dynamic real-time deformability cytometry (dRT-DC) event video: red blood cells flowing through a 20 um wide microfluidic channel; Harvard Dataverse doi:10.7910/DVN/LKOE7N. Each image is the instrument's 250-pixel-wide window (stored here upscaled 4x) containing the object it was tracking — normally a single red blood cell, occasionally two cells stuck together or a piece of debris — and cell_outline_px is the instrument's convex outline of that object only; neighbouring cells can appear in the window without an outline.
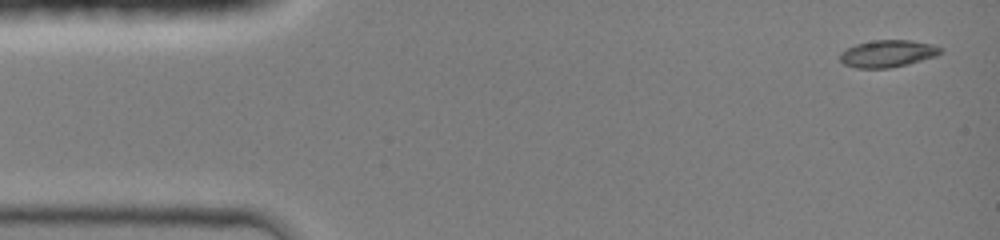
{"species": "common noctule bat (a hibernating species)", "species_latin": "Nyctalus noctula", "temperature_condition": "room temperature", "stored_images_in_passage": 40, "camera_frame_rate_fps": 3000, "um_per_image_px": 0.085, "animal": {"sex": "female", "body_mass_g": 19.0, "forearm_length_mm": 51.5}, "frame": {"image": 1, "passage_image": 1, "time_ms": 0.0, "image_size_px": [1000, 240], "cell_outline_px": [[944, 48], [936, 56], [908, 64], [888, 68], [856, 68], [844, 64], [840, 60], [840, 52], [856, 44], [872, 40], [908, 40], [932, 44]], "centroid_in_image_um": [75.45, 4.55], "position_along_channel_um": 9.6, "area_um2": 15.84}}
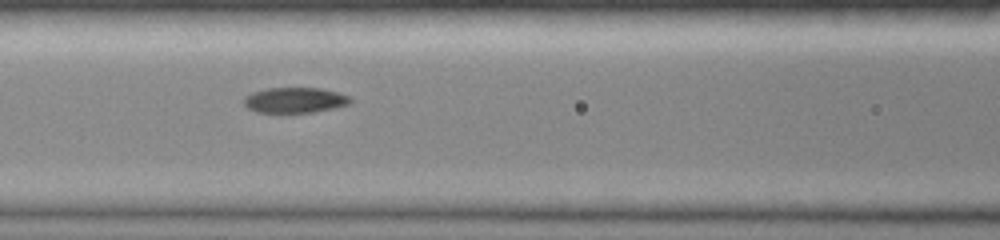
{"frame": {"image": 2, "passage_image": 27, "time_ms": 5.667, "image_size_px": [1000, 240], "cell_outline_px": [[352, 100], [348, 104], [336, 108], [312, 112], [280, 116], [256, 112], [248, 108], [244, 104], [244, 96], [252, 92], [264, 88], [320, 88], [336, 92], [348, 96]], "centroid_in_image_um": [24.98, 8.56], "position_along_channel_um": 141.6, "area_um2": 16.53}}
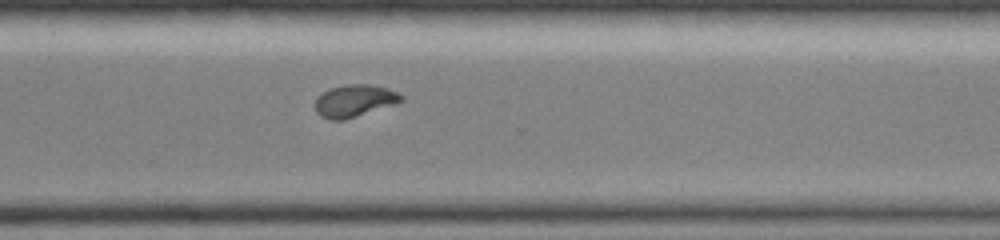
{"frame": {"image": 3, "passage_image": 40, "time_ms": 10.333, "image_size_px": [1000, 240], "cell_outline_px": [[404, 100], [344, 120], [328, 120], [320, 116], [316, 112], [316, 96], [332, 88], [348, 84], [368, 84], [388, 88], [404, 96]], "centroid_in_image_um": [30.1, 8.56], "position_along_channel_um": 340.5, "area_um2": 15.9}}